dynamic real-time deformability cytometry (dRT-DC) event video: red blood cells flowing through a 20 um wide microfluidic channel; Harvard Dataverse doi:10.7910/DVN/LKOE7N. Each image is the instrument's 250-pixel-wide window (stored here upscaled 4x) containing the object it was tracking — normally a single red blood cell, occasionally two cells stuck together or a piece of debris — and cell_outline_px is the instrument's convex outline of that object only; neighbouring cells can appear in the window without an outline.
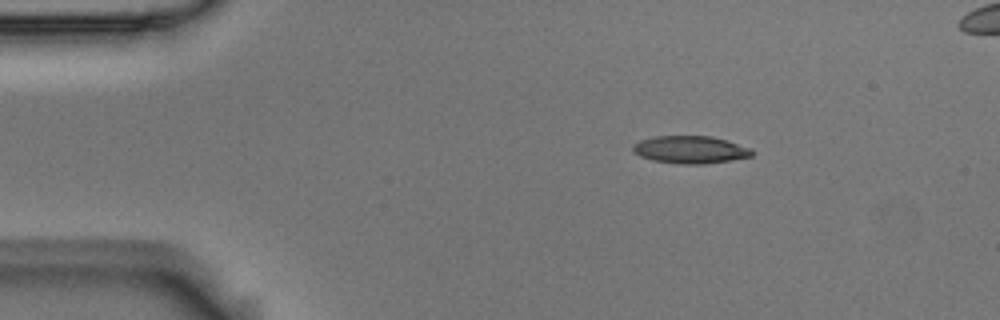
{"species": "Egyptian fruit bat (a non-hibernating species)", "species_latin": "Rousettus aegyptiacus", "temperature_condition": "room temperature", "stored_images_in_passage": 3, "camera_frame_rate_fps": 3000, "um_per_image_px": 0.085, "animal": {"sex": "male"}, "frame": {"image": 1, "passage_image": 1, "time_ms": 0.0, "image_size_px": [1000, 320], "cell_outline_px": [[756, 152], [752, 156], [732, 160], [704, 164], [680, 164], [652, 160], [640, 156], [632, 152], [632, 144], [640, 140], [656, 136], [712, 136], [728, 140], [752, 148]], "centroid_in_image_um": [58.7, 12.72], "position_along_channel_um": 26.3, "area_um2": 19.42}}